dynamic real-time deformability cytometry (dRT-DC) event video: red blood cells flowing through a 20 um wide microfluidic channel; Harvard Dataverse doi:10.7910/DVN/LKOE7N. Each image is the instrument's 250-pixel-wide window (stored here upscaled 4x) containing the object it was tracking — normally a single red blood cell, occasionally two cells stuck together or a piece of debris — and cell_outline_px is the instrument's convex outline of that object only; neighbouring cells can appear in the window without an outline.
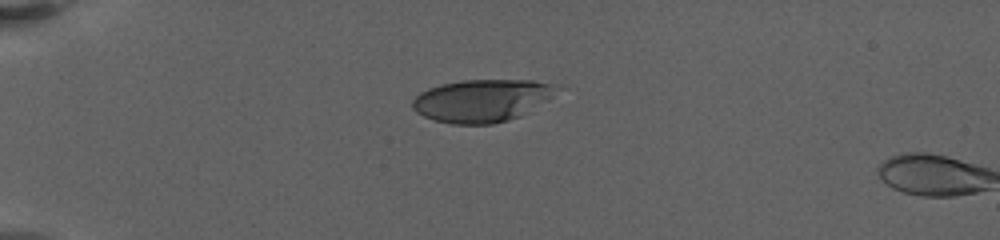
{"species": "human", "species_latin": "Homo sapiens", "temperature_condition": "warm", "stored_images_in_passage": 4, "camera_frame_rate_fps": 3000, "um_per_image_px": 0.085, "donor": {"sex": "female"}, "frame": {"image": 1, "passage_image": 1, "time_ms": 0.0, "image_size_px": [1000, 240], "cell_outline_px": [[568, 88], [548, 100], [520, 116], [508, 120], [492, 124], [452, 124], [436, 120], [424, 116], [416, 112], [412, 108], [412, 100], [420, 92], [428, 88], [440, 84], [464, 80], [532, 80], [560, 84]], "centroid_in_image_um": [41.07, 8.52], "position_along_channel_um": 43.9, "area_um2": 36.41}}